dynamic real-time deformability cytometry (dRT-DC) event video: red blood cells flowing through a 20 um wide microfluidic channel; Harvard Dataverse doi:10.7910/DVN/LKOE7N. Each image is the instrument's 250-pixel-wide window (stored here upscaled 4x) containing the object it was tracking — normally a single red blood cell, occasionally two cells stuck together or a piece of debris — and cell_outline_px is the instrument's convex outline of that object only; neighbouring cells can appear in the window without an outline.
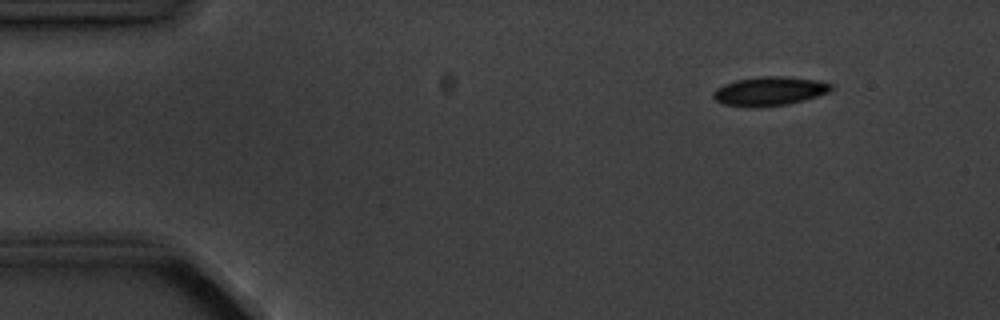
{"species": "common noctule bat (a hibernating species)", "species_latin": "Nyctalus noctula", "temperature_condition": "cold", "stored_images_in_passage": 3, "camera_frame_rate_fps": 3000, "um_per_image_px": 0.085, "animal": {"sex": "male", "body_mass_g": 20.1, "forearm_length_mm": 53.5}, "frame": {"image": 1, "passage_image": 1, "time_ms": 0.0, "image_size_px": [1000, 320], "cell_outline_px": [[832, 88], [828, 92], [804, 100], [788, 104], [748, 108], [724, 104], [716, 100], [712, 96], [712, 92], [716, 88], [724, 84], [736, 80], [760, 76], [788, 76], [816, 80], [832, 84]], "centroid_in_image_um": [65.37, 7.75], "position_along_channel_um": 19.6, "area_um2": 19.94}}